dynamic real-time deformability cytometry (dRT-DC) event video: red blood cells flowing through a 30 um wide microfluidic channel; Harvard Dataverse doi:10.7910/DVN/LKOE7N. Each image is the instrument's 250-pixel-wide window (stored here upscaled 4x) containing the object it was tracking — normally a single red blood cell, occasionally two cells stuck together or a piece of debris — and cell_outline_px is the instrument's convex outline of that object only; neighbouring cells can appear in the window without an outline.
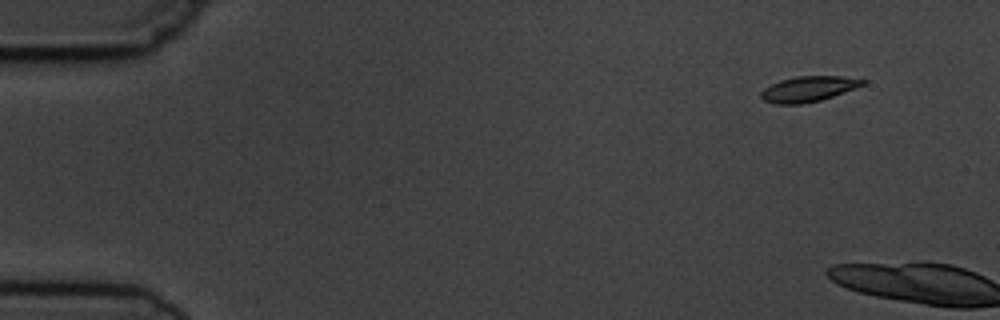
{"species": "common noctule bat (a hibernating species)", "species_latin": "Nyctalus noctula", "temperature_condition": "cold", "stored_images_in_passage": 3, "camera_frame_rate_fps": 3000, "um_per_image_px": 0.085, "animal": {"sex": "male", "body_mass_g": 19.5, "forearm_length_mm": 54.6}, "frame": {"image": 1, "passage_image": 2, "time_ms": 1.0, "image_size_px": [1000, 320], "cell_outline_px": [[868, 80], [864, 84], [856, 88], [820, 100], [804, 104], [776, 104], [764, 100], [760, 96], [760, 92], [764, 88], [780, 80], [796, 76], [840, 76]], "centroid_in_image_um": [68.7, 7.56], "position_along_channel_um": 16.3, "area_um2": 15.03}}